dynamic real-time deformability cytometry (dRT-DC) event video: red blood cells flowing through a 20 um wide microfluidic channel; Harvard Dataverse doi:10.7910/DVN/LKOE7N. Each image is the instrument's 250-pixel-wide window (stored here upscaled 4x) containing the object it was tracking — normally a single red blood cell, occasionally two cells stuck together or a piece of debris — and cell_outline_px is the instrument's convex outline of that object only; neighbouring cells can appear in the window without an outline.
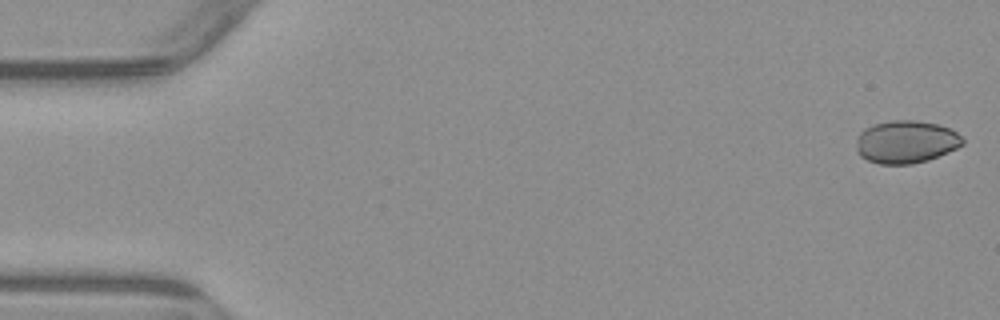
{"species": "common noctule bat (a hibernating species)", "species_latin": "Nyctalus noctula", "temperature_condition": "warm", "stored_images_in_passage": 4, "camera_frame_rate_fps": 3000, "um_per_image_px": 0.085, "animal": {"sex": "male", "body_mass_g": 23.1, "forearm_length_mm": 52.7}, "frame": {"image": 1, "passage_image": 1, "time_ms": 0.0, "image_size_px": [1000, 320], "cell_outline_px": [[964, 144], [948, 152], [928, 160], [912, 164], [880, 164], [868, 160], [860, 156], [856, 152], [856, 140], [860, 132], [864, 128], [872, 124], [892, 120], [916, 120], [936, 124], [952, 128], [964, 140]], "centroid_in_image_um": [76.99, 12.05], "position_along_channel_um": 8.0, "area_um2": 26.7}}
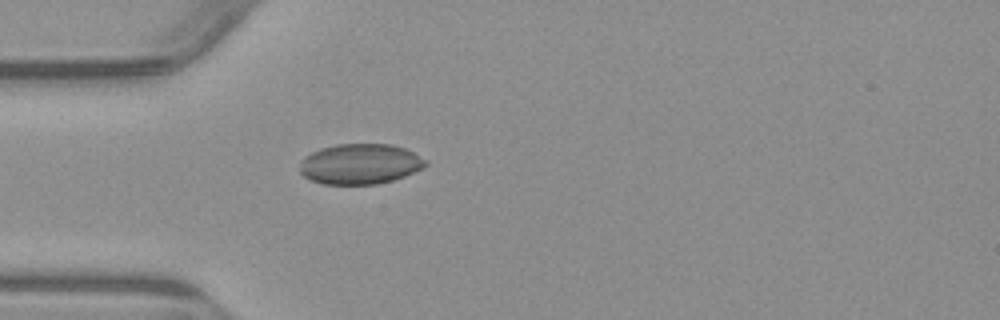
{"frame": {"image": 2, "passage_image": 4, "time_ms": 4.667, "image_size_px": [1000, 320], "cell_outline_px": [[428, 164], [424, 168], [404, 176], [392, 180], [376, 184], [324, 184], [312, 180], [304, 176], [300, 172], [300, 160], [304, 156], [320, 148], [336, 144], [392, 144], [404, 148], [428, 160]], "centroid_in_image_um": [30.61, 13.93], "position_along_channel_um": 54.4, "area_um2": 29.71}}